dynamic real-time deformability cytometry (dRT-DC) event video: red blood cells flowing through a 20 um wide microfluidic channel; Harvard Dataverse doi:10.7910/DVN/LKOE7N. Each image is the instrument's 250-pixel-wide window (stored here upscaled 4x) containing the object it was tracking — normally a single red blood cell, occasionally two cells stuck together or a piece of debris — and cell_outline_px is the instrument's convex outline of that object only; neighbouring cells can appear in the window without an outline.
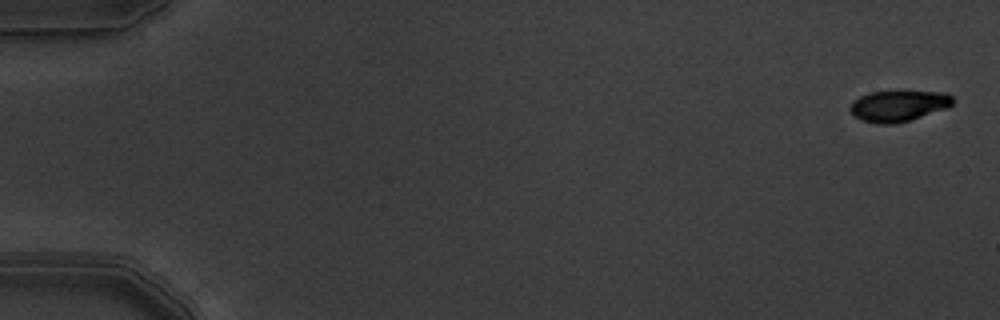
{"species": "common noctule bat (a hibernating species)", "species_latin": "Nyctalus noctula", "temperature_condition": "warm", "stored_images_in_passage": 5, "camera_frame_rate_fps": 3000, "um_per_image_px": 0.085, "animal": {"sex": "male", "body_mass_g": 19.5, "forearm_length_mm": 54.6}, "frame": {"image": 1, "passage_image": 1, "time_ms": 0.0, "image_size_px": [1000, 320], "cell_outline_px": [[956, 100], [948, 108], [912, 120], [892, 124], [876, 124], [860, 120], [848, 108], [852, 100], [868, 92], [944, 92], [952, 96]], "centroid_in_image_um": [76.37, 9.01], "position_along_channel_um": 8.6, "area_um2": 18.73}}
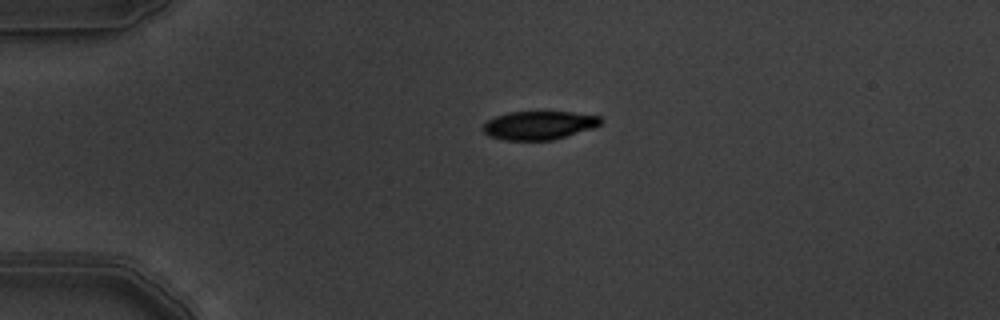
{"frame": {"image": 2, "passage_image": 4, "time_ms": 1.0, "image_size_px": [1000, 320], "cell_outline_px": [[604, 120], [596, 128], [552, 140], [504, 140], [488, 136], [484, 132], [484, 124], [488, 120], [496, 116], [508, 112], [572, 112], [600, 116]], "centroid_in_image_um": [45.86, 10.65], "position_along_channel_um": 39.1, "area_um2": 19.65}}